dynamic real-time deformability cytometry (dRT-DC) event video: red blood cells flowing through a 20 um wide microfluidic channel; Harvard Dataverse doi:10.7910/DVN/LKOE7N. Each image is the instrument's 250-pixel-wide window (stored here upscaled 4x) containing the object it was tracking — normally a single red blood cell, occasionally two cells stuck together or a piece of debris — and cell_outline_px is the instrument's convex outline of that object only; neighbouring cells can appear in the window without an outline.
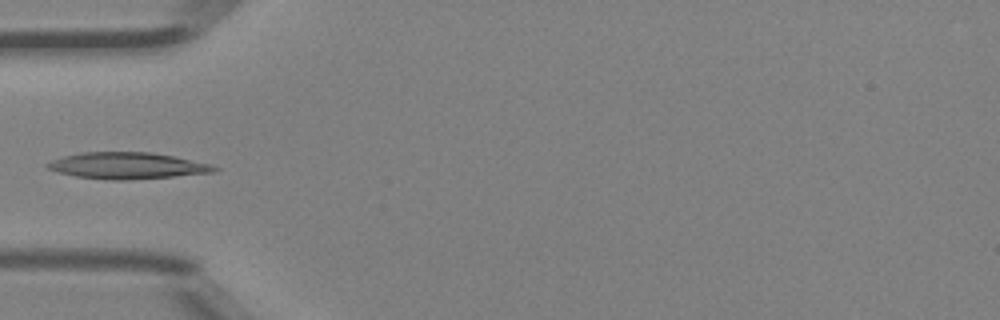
{"species": "Egyptian fruit bat (a non-hibernating species)", "species_latin": "Rousettus aegyptiacus", "temperature_condition": "room temperature", "stored_images_in_passage": 5, "camera_frame_rate_fps": 3000, "um_per_image_px": 0.085, "animal": {"sex": "female"}, "frame": {"image": 1, "passage_image": 4, "time_ms": 3.667, "image_size_px": [1000, 320], "cell_outline_px": [[220, 168], [212, 172], [172, 176], [128, 180], [112, 180], [76, 176], [56, 172], [44, 168], [44, 164], [52, 160], [64, 156], [80, 152], [152, 152], [212, 164]], "centroid_in_image_um": [10.75, 14.08], "position_along_channel_um": 74.3, "area_um2": 25.66}}
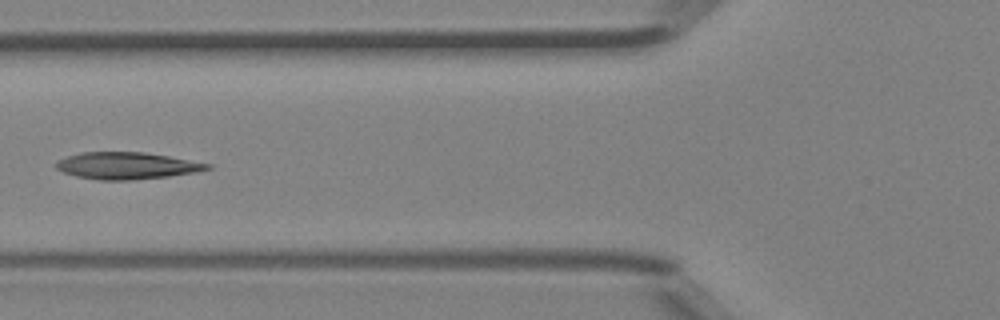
{"frame": {"image": 2, "passage_image": 5, "time_ms": 4.667, "image_size_px": [1000, 320], "cell_outline_px": [[212, 168], [196, 172], [168, 176], [136, 180], [100, 180], [76, 176], [64, 172], [56, 168], [56, 164], [60, 160], [68, 156], [84, 152], [144, 152], [168, 156], [212, 164]], "centroid_in_image_um": [10.82, 14.09], "position_along_channel_um": 115.0, "area_um2": 23.52}}